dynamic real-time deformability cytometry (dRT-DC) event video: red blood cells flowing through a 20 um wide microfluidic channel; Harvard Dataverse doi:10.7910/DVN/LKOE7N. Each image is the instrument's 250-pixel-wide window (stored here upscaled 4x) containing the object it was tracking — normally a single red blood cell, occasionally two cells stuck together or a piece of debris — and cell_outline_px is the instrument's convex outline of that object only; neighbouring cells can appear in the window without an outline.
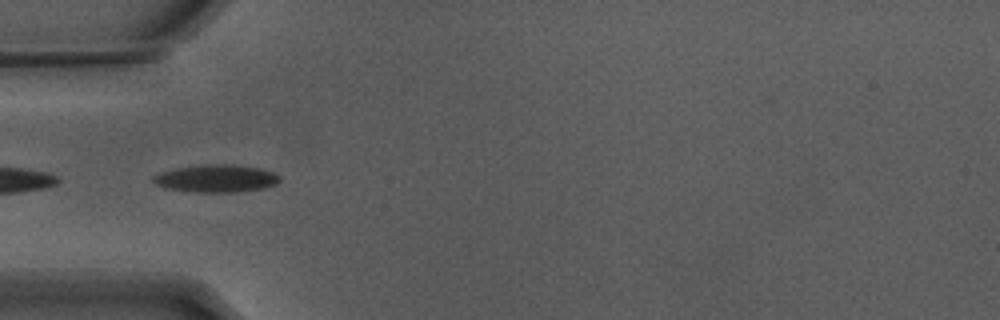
{"species": "Egyptian fruit bat (a non-hibernating species)", "species_latin": "Rousettus aegyptiacus", "temperature_condition": "warm", "stored_images_in_passage": 50, "camera_frame_rate_fps": 3000, "um_per_image_px": 0.085, "animal": {"sex": "male"}, "frame": {"image": 1, "passage_image": 13, "time_ms": 4.0, "image_size_px": [1000, 320], "cell_outline_px": [[280, 180], [276, 184], [264, 188], [244, 192], [196, 192], [164, 188], [156, 184], [152, 180], [152, 176], [176, 168], [200, 164], [236, 164], [256, 168], [272, 172], [280, 176]], "centroid_in_image_um": [18.38, 15.17], "position_along_channel_um": 66.6, "area_um2": 20.4}}
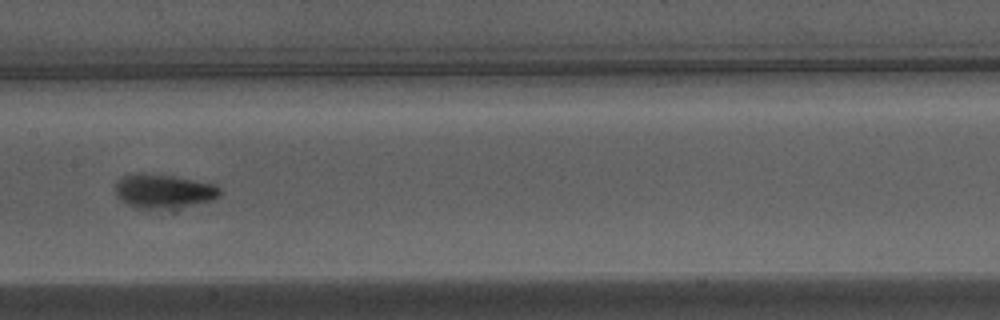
{"frame": {"image": 2, "passage_image": 23, "time_ms": 7.333, "image_size_px": [1000, 320], "cell_outline_px": [[220, 196], [216, 200], [176, 212], [172, 212], [136, 208], [120, 200], [116, 196], [116, 180], [124, 176], [140, 172], [144, 172], [176, 176], [216, 184], [220, 188]], "centroid_in_image_um": [13.99, 16.31], "position_along_channel_um": 193.4, "area_um2": 22.31}}
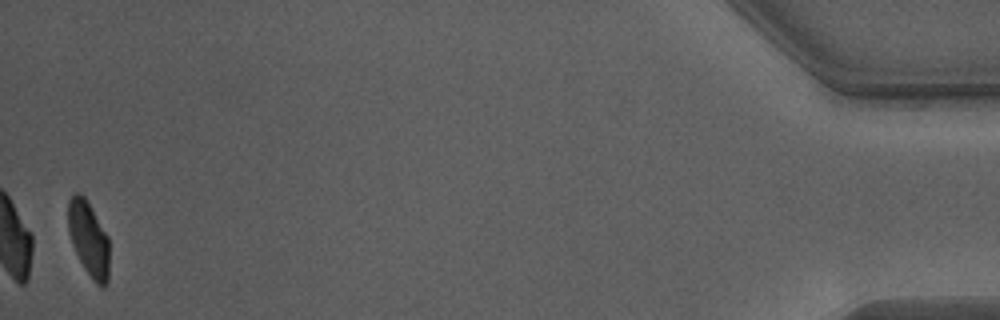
{"frame": {"image": 3, "passage_image": 49, "time_ms": 16.0, "image_size_px": [1000, 320], "cell_outline_px": [[108, 280], [104, 288], [96, 284], [92, 280], [84, 268], [72, 244], [68, 232], [68, 200], [76, 192], [84, 196], [108, 236]], "centroid_in_image_um": [7.53, 20.32], "position_along_channel_um": 427.7, "area_um2": 17.8}, "authors_computed_cell_mechanics": {"area_um2": 19.8254, "velocity_mm_per_s": 3.8165, "shape_relaxation_time_tau1_ms": 2.7397, "shape_relaxation_time_tau2_ms": 1.1557, "deformation_change_tau1": 0.1567, "deformation_change_tau2": 0.0634}}